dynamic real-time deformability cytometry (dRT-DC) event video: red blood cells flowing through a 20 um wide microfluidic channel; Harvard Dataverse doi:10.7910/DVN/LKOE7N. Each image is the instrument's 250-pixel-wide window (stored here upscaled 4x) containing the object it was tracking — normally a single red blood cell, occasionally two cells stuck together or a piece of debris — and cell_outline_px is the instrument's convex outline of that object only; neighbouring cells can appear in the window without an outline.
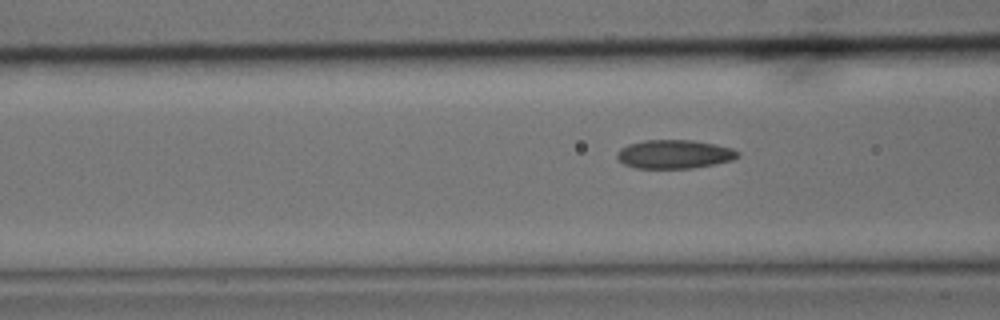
{"species": "common noctule bat (a hibernating species)", "species_latin": "Nyctalus noctula", "temperature_condition": "cold", "stored_images_in_passage": 8, "camera_frame_rate_fps": 3000, "um_per_image_px": 0.085, "animal": {"sex": "male", "body_mass_g": 15.6}, "frame": {"image": 1, "passage_image": 5, "time_ms": 1.333, "image_size_px": [1000, 320], "cell_outline_px": [[740, 156], [732, 160], [692, 168], [636, 168], [624, 164], [616, 156], [616, 152], [620, 148], [628, 144], [644, 140], [692, 140], [716, 144], [732, 148], [740, 152]], "centroid_in_image_um": [57.32, 13.1], "position_along_channel_um": 109.3, "area_um2": 20.23}}
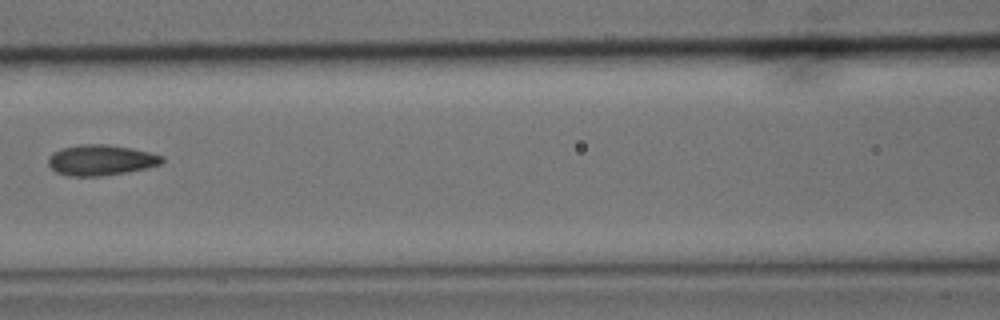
{"frame": {"image": 2, "passage_image": 6, "time_ms": 1.667, "image_size_px": [1000, 320], "cell_outline_px": [[164, 160], [160, 164], [128, 172], [100, 176], [68, 176], [56, 172], [48, 164], [48, 160], [52, 152], [60, 148], [80, 144], [104, 144], [128, 148], [148, 152], [164, 156]], "centroid_in_image_um": [8.53, 13.61], "position_along_channel_um": 158.1, "area_um2": 20.17}}
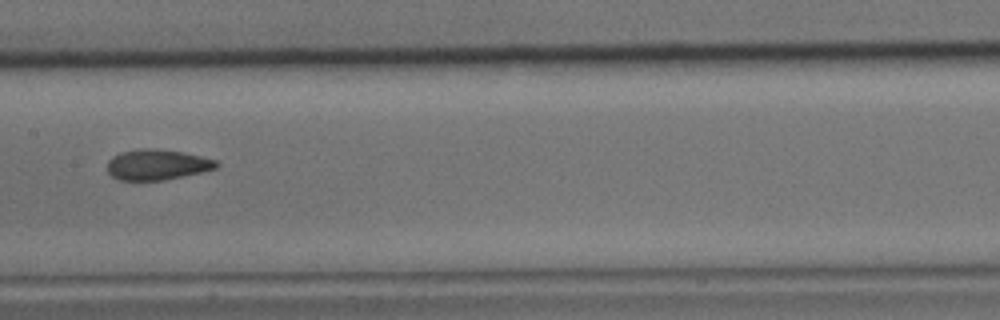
{"frame": {"image": 3, "passage_image": 7, "time_ms": 2.0, "image_size_px": [1000, 320], "cell_outline_px": [[220, 164], [216, 168], [200, 172], [164, 180], [120, 180], [112, 176], [108, 172], [108, 160], [112, 156], [120, 152], [140, 148], [156, 148], [184, 152], [216, 160]], "centroid_in_image_um": [13.34, 13.98], "position_along_channel_um": 194.1, "area_um2": 19.42}}